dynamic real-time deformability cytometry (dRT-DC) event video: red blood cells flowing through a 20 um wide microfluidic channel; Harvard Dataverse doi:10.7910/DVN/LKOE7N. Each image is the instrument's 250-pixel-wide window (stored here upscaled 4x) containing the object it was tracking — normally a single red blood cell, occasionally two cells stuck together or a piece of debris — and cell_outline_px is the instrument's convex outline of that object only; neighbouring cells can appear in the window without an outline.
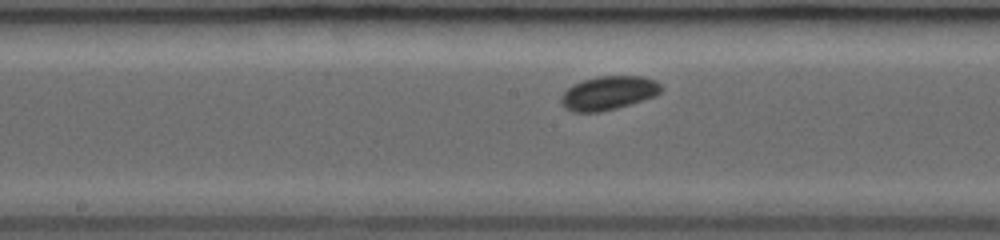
{"species": "common noctule bat (a hibernating species)", "species_latin": "Nyctalus noctula", "temperature_condition": "room temperature", "stored_images_in_passage": 9, "segment_of_instrument_passage": [2, 2], "camera_frame_rate_fps": 3000, "um_per_image_px": 0.085, "animal": {"sex": "female", "body_mass_g": 19.0, "forearm_length_mm": 53.3}, "frame": {"image": 1, "passage_image": 9, "time_ms": 6.0, "image_size_px": [1000, 240], "cell_outline_px": [[660, 92], [656, 96], [616, 108], [600, 112], [572, 112], [564, 108], [560, 104], [560, 96], [568, 88], [584, 80], [596, 76], [640, 76], [656, 80], [660, 84]], "centroid_in_image_um": [51.69, 7.91], "position_along_channel_um": 196.5, "area_um2": 19.65}}